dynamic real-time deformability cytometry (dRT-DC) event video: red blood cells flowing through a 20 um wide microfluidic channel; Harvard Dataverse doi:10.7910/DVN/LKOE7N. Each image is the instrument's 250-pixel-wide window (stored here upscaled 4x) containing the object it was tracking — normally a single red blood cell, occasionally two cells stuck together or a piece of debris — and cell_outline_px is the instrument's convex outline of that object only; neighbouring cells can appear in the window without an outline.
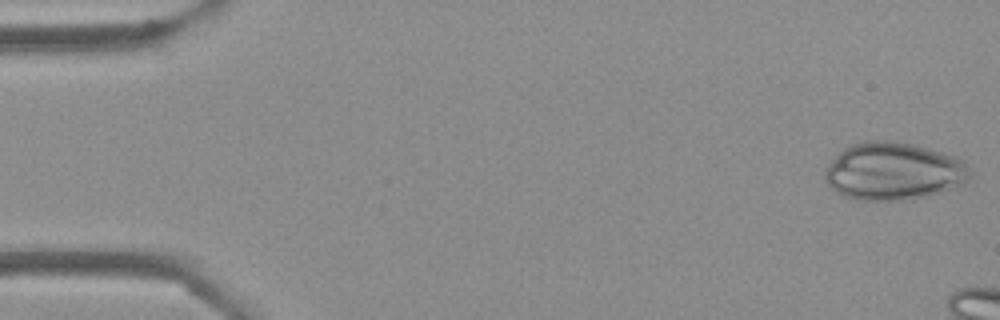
{"species": "Egyptian fruit bat (a non-hibernating species)", "species_latin": "Rousettus aegyptiacus", "temperature_condition": "cold", "stored_images_in_passage": 10, "camera_frame_rate_fps": 3000, "um_per_image_px": 0.085, "frame": {"image": 1, "passage_image": 1, "time_ms": 0.0, "image_size_px": [1000, 320], "cell_outline_px": [[972, 172], [968, 180], [964, 184], [928, 196], [912, 200], [856, 200], [844, 196], [836, 192], [828, 184], [824, 176], [824, 172], [828, 164], [844, 148], [852, 144], [864, 140], [896, 140], [912, 144], [956, 156], [964, 160], [972, 168]], "centroid_in_image_um": [75.98, 14.56], "position_along_channel_um": 9.0, "area_um2": 49.3}}